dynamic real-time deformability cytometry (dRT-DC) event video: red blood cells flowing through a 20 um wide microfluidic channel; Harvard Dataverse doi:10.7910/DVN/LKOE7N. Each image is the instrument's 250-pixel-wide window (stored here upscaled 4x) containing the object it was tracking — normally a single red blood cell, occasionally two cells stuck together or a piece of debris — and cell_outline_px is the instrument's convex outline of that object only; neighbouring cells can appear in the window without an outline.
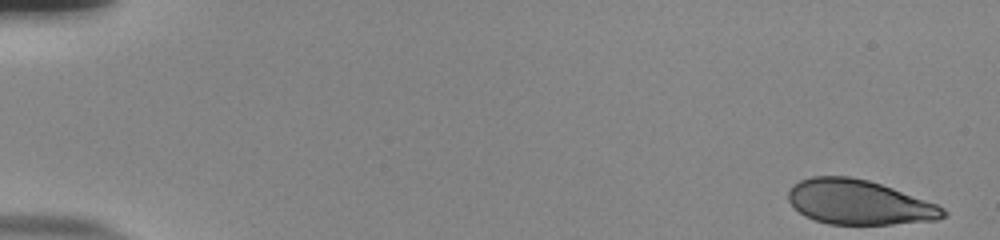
{"species": "human", "species_latin": "Homo sapiens", "temperature_condition": "room temperature", "stored_images_in_passage": 12, "camera_frame_rate_fps": 3000, "um_per_image_px": 0.085, "donor": {"sex": "male"}, "frame": {"image": 1, "passage_image": 1, "time_ms": 0.0, "image_size_px": [1000, 240], "cell_outline_px": [[948, 212], [944, 216], [936, 220], [892, 224], [828, 224], [804, 216], [788, 200], [788, 192], [800, 180], [812, 176], [848, 176], [868, 180], [892, 188], [936, 204], [944, 208]], "centroid_in_image_um": [73.01, 17.19], "position_along_channel_um": 12.0, "area_um2": 39.88}}